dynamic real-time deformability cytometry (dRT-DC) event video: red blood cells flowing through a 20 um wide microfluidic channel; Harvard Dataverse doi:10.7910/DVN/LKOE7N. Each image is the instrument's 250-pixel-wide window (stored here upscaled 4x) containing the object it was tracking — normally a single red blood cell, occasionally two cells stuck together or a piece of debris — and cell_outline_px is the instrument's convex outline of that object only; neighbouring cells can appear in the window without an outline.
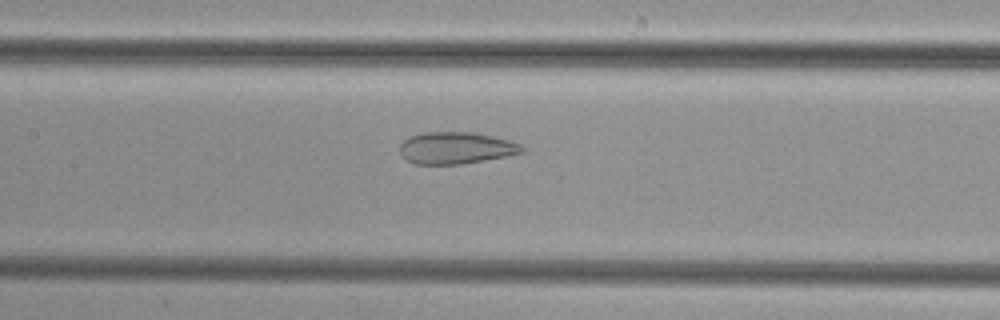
{"species": "common noctule bat (a hibernating species)", "species_latin": "Nyctalus noctula", "temperature_condition": "cold", "stored_images_in_passage": 51, "camera_frame_rate_fps": 3000, "um_per_image_px": 0.085, "animal": {"sex": "female", "body_mass_g": 29.2, "forearm_length_mm": 56.3}, "frame": {"image": 1, "passage_image": 24, "time_ms": 7.667, "image_size_px": [1000, 320], "cell_outline_px": [[524, 152], [504, 156], [460, 164], [412, 164], [404, 160], [400, 156], [400, 144], [404, 140], [412, 136], [424, 132], [476, 132], [508, 140], [520, 144], [524, 148]], "centroid_in_image_um": [38.7, 12.58], "position_along_channel_um": 168.7, "area_um2": 22.66}}
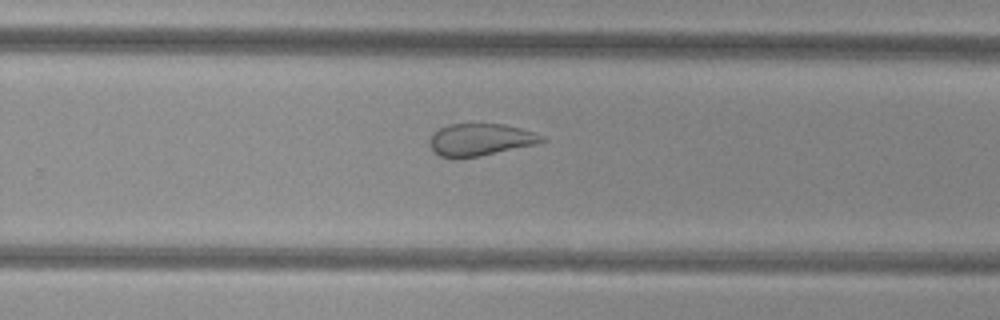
{"frame": {"image": 2, "passage_image": 33, "time_ms": 10.667, "image_size_px": [1000, 320], "cell_outline_px": [[548, 140], [536, 144], [480, 156], [452, 160], [440, 156], [432, 152], [428, 144], [428, 140], [440, 128], [448, 124], [504, 124], [536, 132], [544, 136]], "centroid_in_image_um": [40.8, 11.89], "position_along_channel_um": 289.0, "area_um2": 21.44}}
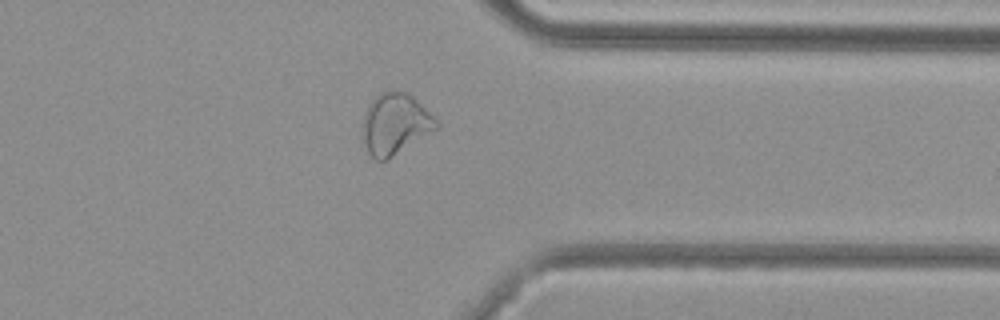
{"frame": {"image": 3, "passage_image": 40, "time_ms": 13.0, "image_size_px": [1000, 320], "cell_outline_px": [[440, 128], [388, 160], [376, 160], [368, 152], [360, 136], [364, 116], [368, 104], [380, 92], [396, 88], [412, 96], [440, 124]], "centroid_in_image_um": [33.56, 10.55], "position_along_channel_um": 377.8, "area_um2": 26.7}}